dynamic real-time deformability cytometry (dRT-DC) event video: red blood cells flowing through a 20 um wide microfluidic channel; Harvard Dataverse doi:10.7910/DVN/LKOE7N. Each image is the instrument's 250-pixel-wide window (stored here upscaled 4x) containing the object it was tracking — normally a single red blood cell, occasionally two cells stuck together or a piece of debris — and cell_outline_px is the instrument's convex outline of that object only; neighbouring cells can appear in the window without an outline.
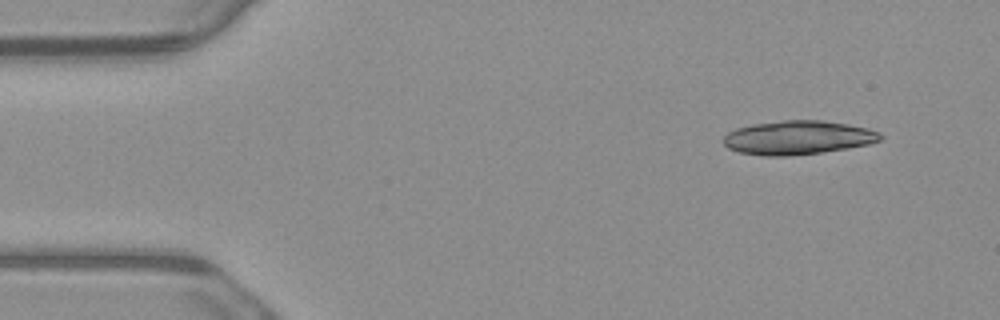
{"species": "common noctule bat (a hibernating species)", "species_latin": "Nyctalus noctula", "temperature_condition": "warm", "stored_images_in_passage": 6, "camera_frame_rate_fps": 3000, "um_per_image_px": 0.085, "animal": {"sex": "male", "body_mass_g": 23.1, "forearm_length_mm": 52.7}, "frame": {"image": 1, "passage_image": 1, "time_ms": 0.0, "image_size_px": [1000, 320], "cell_outline_px": [[884, 136], [880, 140], [868, 144], [820, 152], [784, 156], [764, 156], [740, 152], [728, 148], [724, 144], [724, 136], [728, 132], [736, 128], [752, 124], [784, 120], [820, 120], [848, 124], [868, 128], [880, 132]], "centroid_in_image_um": [67.81, 11.68], "position_along_channel_um": 17.2, "area_um2": 30.75}}